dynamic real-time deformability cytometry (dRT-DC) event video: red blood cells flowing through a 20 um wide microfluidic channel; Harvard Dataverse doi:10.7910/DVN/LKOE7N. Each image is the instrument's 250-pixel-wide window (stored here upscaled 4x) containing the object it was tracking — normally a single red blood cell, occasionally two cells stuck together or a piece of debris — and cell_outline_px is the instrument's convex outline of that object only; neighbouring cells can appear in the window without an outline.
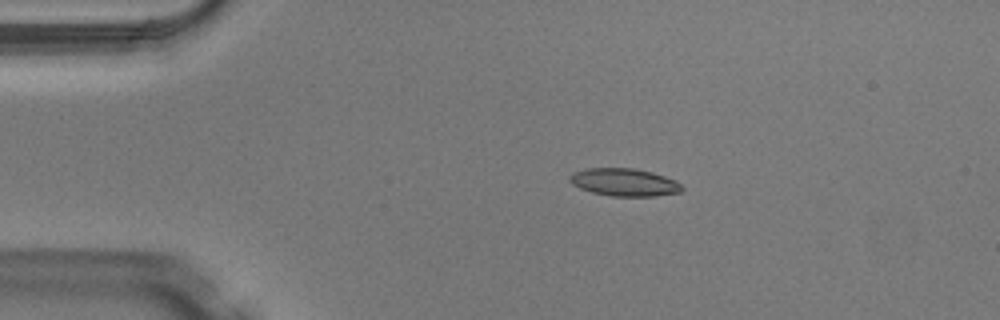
{"species": "Egyptian fruit bat (a non-hibernating species)", "species_latin": "Rousettus aegyptiacus", "temperature_condition": "warm", "stored_images_in_passage": 3, "camera_frame_rate_fps": 3000, "um_per_image_px": 0.085, "animal": {"sex": "male"}, "frame": {"image": 1, "passage_image": 2, "time_ms": 0.333, "image_size_px": [1000, 320], "cell_outline_px": [[684, 188], [680, 192], [656, 196], [612, 196], [592, 192], [580, 188], [572, 184], [568, 180], [568, 176], [572, 172], [588, 168], [632, 168], [652, 172], [676, 180]], "centroid_in_image_um": [53.05, 15.49], "position_along_channel_um": 32.0, "area_um2": 18.15}}